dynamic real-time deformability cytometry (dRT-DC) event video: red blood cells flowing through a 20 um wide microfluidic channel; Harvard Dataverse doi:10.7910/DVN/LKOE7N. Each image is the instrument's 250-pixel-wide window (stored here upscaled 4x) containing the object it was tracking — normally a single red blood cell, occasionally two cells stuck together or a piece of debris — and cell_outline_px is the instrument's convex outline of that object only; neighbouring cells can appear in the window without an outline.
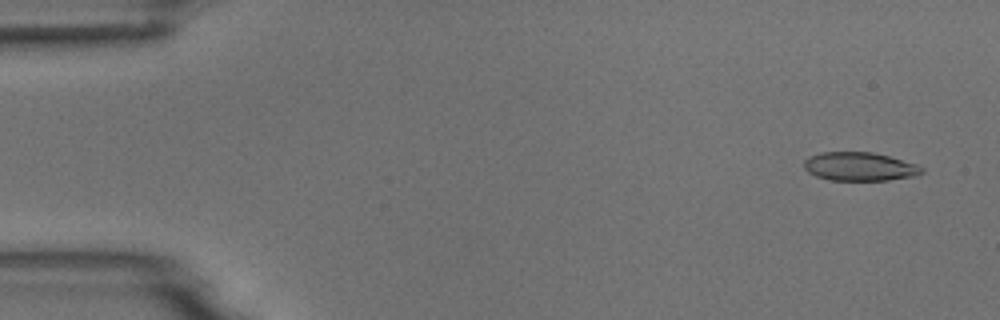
{"species": "common noctule bat (a hibernating species)", "species_latin": "Nyctalus noctula", "temperature_condition": "room temperature", "stored_images_in_passage": 5, "camera_frame_rate_fps": 3000, "um_per_image_px": 0.085, "animal": {"sex": "male", "body_mass_g": 18.8}, "frame": {"image": 1, "passage_image": 1, "time_ms": 0.0, "image_size_px": [1000, 320], "cell_outline_px": [[924, 172], [916, 176], [888, 180], [828, 180], [816, 176], [808, 172], [804, 168], [804, 160], [808, 156], [820, 152], [872, 152], [888, 156], [916, 164], [924, 168]], "centroid_in_image_um": [73.05, 14.16], "position_along_channel_um": 11.9, "area_um2": 19.71}}
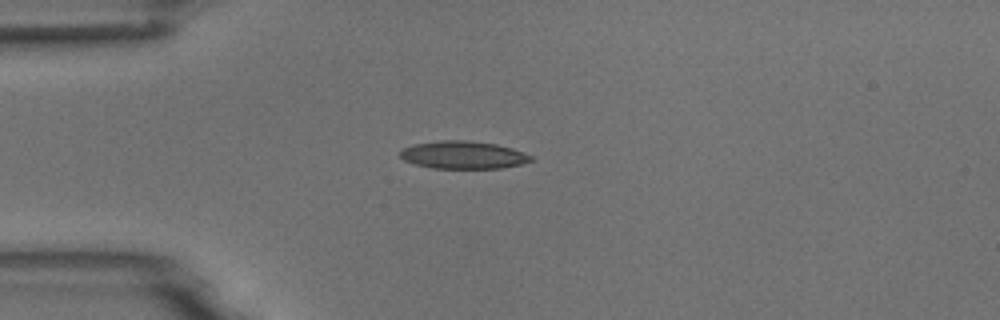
{"frame": {"image": 2, "passage_image": 4, "time_ms": 3.667, "image_size_px": [1000, 320], "cell_outline_px": [[536, 160], [520, 164], [500, 168], [432, 168], [416, 164], [404, 160], [400, 156], [400, 148], [416, 144], [440, 140], [468, 140], [496, 144], [512, 148], [532, 156]], "centroid_in_image_um": [39.38, 13.16], "position_along_channel_um": 45.6, "area_um2": 21.1}}